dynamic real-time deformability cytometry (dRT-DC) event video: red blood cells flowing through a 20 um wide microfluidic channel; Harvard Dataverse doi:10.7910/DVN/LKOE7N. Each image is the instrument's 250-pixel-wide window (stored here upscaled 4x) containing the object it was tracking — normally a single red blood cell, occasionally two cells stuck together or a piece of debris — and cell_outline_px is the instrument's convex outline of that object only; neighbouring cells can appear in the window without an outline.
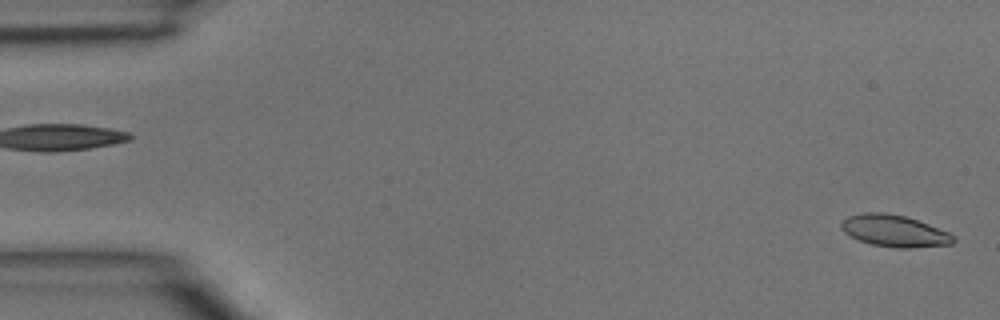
{"species": "common noctule bat (a hibernating species)", "species_latin": "Nyctalus noctula", "temperature_condition": "room temperature", "stored_images_in_passage": 41, "camera_frame_rate_fps": 3000, "um_per_image_px": 0.085, "animal": {"sex": "male", "body_mass_g": 15.6}, "frame": {"image": 1, "passage_image": 1, "time_ms": 0.0, "image_size_px": [1000, 320], "cell_outline_px": [[956, 240], [952, 244], [912, 248], [896, 248], [872, 244], [860, 240], [844, 232], [840, 228], [840, 220], [848, 216], [864, 212], [884, 212], [904, 216], [928, 224], [948, 232]], "centroid_in_image_um": [75.99, 19.62], "position_along_channel_um": 9.0, "area_um2": 20.69}}
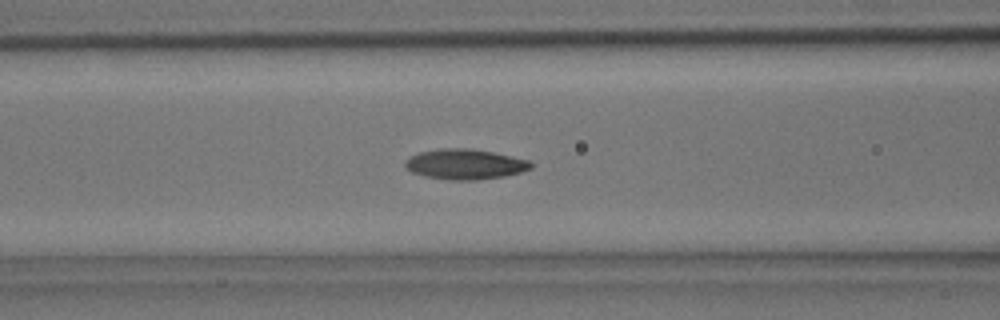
{"frame": {"image": 2, "passage_image": 18, "time_ms": 5.667, "image_size_px": [1000, 320], "cell_outline_px": [[532, 168], [520, 172], [504, 176], [476, 180], [448, 180], [428, 176], [412, 172], [404, 164], [404, 160], [420, 152], [440, 148], [468, 148], [492, 152], [512, 156], [528, 160], [532, 164]], "centroid_in_image_um": [39.53, 13.95], "position_along_channel_um": 127.1, "area_um2": 21.96}}
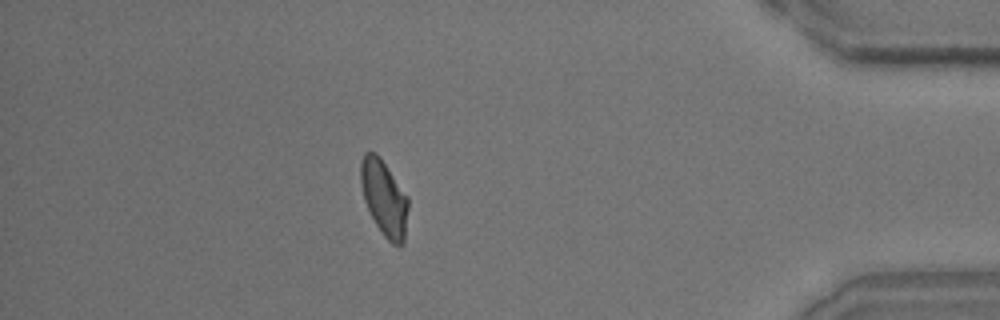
{"frame": {"image": 3, "passage_image": 40, "time_ms": 13.0, "image_size_px": [1000, 320], "cell_outline_px": [[408, 208], [404, 240], [400, 244], [392, 244], [384, 236], [376, 224], [364, 200], [360, 180], [360, 160], [364, 152], [376, 152], [380, 156], [408, 196]], "centroid_in_image_um": [32.64, 16.77], "position_along_channel_um": 402.6, "area_um2": 20.87}}